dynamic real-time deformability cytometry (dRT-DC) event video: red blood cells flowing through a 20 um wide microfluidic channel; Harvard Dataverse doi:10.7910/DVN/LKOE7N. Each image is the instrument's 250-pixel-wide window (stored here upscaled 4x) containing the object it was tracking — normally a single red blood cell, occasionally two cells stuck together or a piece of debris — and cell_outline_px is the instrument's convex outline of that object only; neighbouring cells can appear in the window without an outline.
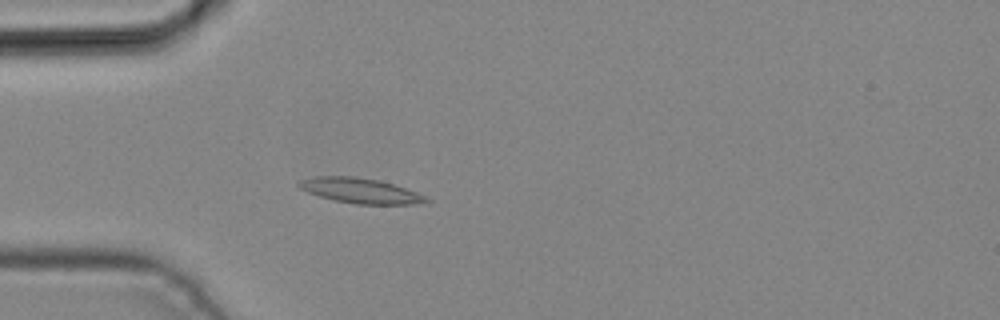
{"species": "common noctule bat (a hibernating species)", "species_latin": "Nyctalus noctula", "temperature_condition": "cold", "stored_images_in_passage": 5, "camera_frame_rate_fps": 3000, "um_per_image_px": 0.085, "animal": {"sex": "male", "body_mass_g": 19.2, "forearm_length_mm": 51.8}, "frame": {"image": 1, "passage_image": 5, "time_ms": 1.333, "image_size_px": [1000, 320], "cell_outline_px": [[432, 200], [412, 204], [356, 204], [336, 200], [320, 196], [308, 192], [300, 188], [296, 184], [300, 180], [316, 176], [352, 176], [376, 180], [392, 184], [416, 192]], "centroid_in_image_um": [30.59, 16.2], "position_along_channel_um": 54.4, "area_um2": 18.21}}